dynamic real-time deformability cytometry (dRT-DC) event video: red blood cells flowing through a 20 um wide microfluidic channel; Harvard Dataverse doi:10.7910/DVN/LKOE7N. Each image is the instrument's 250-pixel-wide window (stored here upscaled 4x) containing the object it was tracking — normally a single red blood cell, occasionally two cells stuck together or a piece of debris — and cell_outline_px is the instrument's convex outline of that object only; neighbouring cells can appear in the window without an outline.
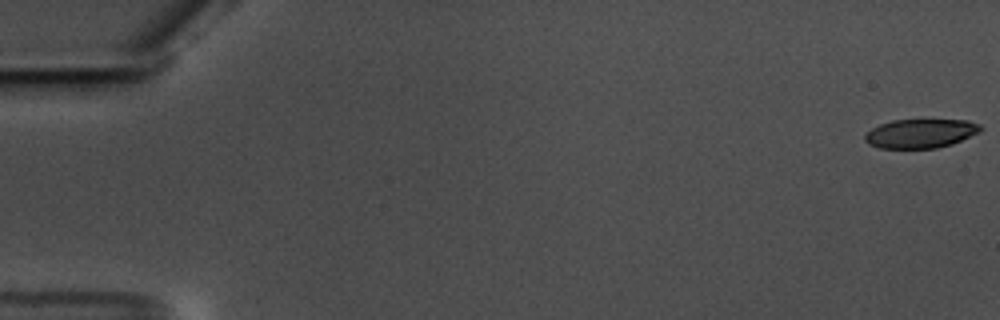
{"species": "common noctule bat (a hibernating species)", "species_latin": "Nyctalus noctula", "temperature_condition": "warm", "stored_images_in_passage": 56, "camera_frame_rate_fps": 3000, "um_per_image_px": 0.085, "animal": {"sex": "male", "body_mass_g": 17.5, "forearm_length_mm": 52.3}, "frame": {"image": 1, "passage_image": 1, "time_ms": 0.0, "image_size_px": [1000, 320], "cell_outline_px": [[984, 128], [980, 132], [952, 144], [936, 148], [880, 148], [868, 144], [864, 140], [864, 136], [872, 128], [880, 124], [892, 120], [968, 120], [980, 124]], "centroid_in_image_um": [78.27, 11.34], "position_along_channel_um": 6.7, "area_um2": 19.59}}
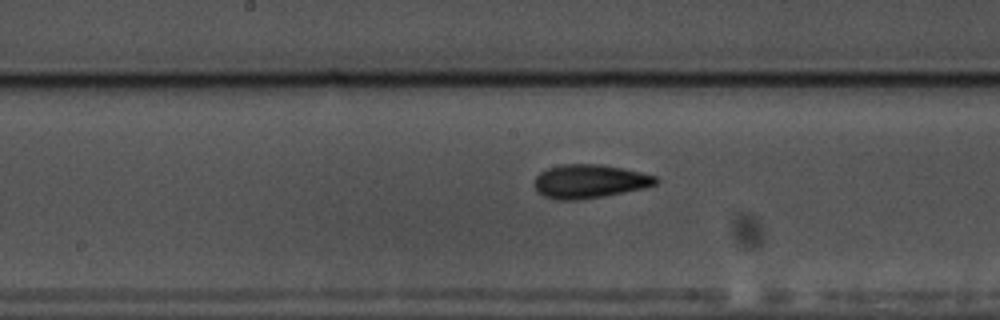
{"frame": {"image": 2, "passage_image": 31, "time_ms": 10.0, "image_size_px": [1000, 320], "cell_outline_px": [[660, 180], [656, 184], [644, 188], [604, 196], [580, 200], [556, 200], [544, 196], [536, 192], [532, 184], [536, 176], [540, 172], [548, 168], [564, 164], [600, 164], [640, 172], [656, 176]], "centroid_in_image_um": [50.06, 15.42], "position_along_channel_um": 198.1, "area_um2": 23.99}}
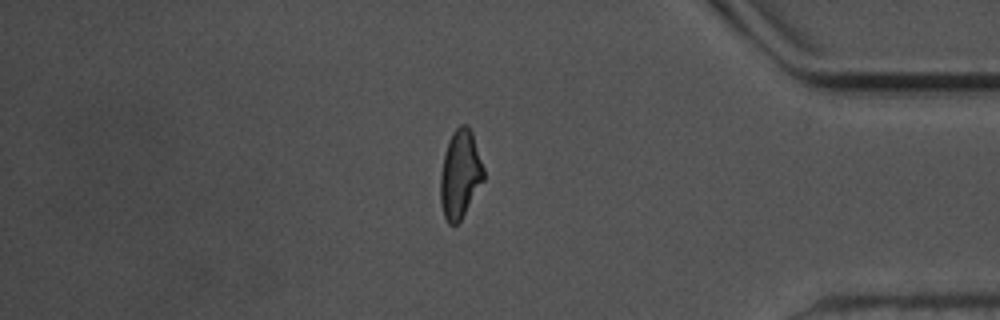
{"frame": {"image": 3, "passage_image": 50, "time_ms": 16.333, "image_size_px": [1000, 320], "cell_outline_px": [[484, 180], [460, 220], [456, 224], [448, 224], [444, 216], [440, 204], [440, 176], [444, 152], [448, 140], [452, 132], [460, 124], [468, 124], [472, 132], [484, 168]], "centroid_in_image_um": [39.1, 14.78], "position_along_channel_um": 396.1, "area_um2": 22.31}}